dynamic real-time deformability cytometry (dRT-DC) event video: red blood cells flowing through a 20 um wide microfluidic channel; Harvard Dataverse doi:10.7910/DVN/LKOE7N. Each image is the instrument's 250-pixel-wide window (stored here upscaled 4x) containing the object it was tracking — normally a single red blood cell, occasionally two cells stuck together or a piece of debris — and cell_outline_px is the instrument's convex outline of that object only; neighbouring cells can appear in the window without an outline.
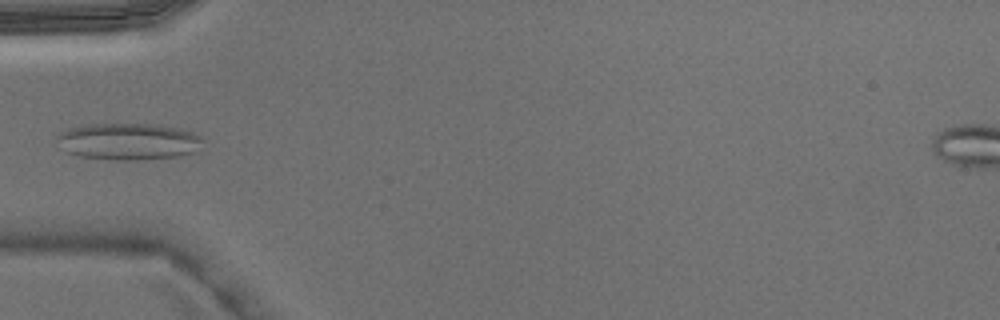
{"species": "Egyptian fruit bat (a non-hibernating species)", "species_latin": "Rousettus aegyptiacus", "temperature_condition": "warm", "stored_images_in_passage": 3, "camera_frame_rate_fps": 3000, "um_per_image_px": 0.085, "animal": {"sex": "male"}, "frame": {"image": 1, "passage_image": 3, "time_ms": 0.667, "image_size_px": [1000, 320], "cell_outline_px": [[200, 152], [180, 156], [144, 160], [112, 160], [80, 156], [68, 152], [56, 136], [60, 132], [68, 128], [88, 124], [148, 124], [180, 128], [192, 132], [200, 136]], "centroid_in_image_um": [10.97, 12.03], "position_along_channel_um": 74.0, "area_um2": 31.21}}